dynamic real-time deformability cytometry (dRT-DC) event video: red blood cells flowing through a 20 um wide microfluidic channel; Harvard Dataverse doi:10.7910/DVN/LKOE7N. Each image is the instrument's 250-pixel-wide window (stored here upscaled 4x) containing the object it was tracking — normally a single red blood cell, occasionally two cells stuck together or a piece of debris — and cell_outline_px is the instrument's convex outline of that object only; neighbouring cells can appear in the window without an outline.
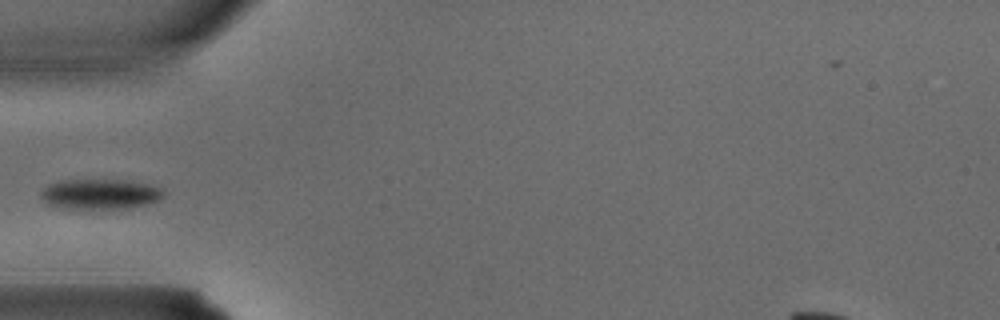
{"species": "common noctule bat (a hibernating species)", "species_latin": "Nyctalus noctula", "temperature_condition": "warm", "stored_images_in_passage": 2, "camera_frame_rate_fps": 3000, "um_per_image_px": 0.085, "animal": {"sex": "male", "body_mass_g": 15.6}, "frame": {"image": 1, "passage_image": 2, "time_ms": 0.333, "image_size_px": [1000, 320], "cell_outline_px": [[164, 196], [160, 200], [148, 204], [128, 208], [100, 212], [96, 212], [60, 208], [48, 204], [40, 196], [40, 192], [48, 184], [60, 180], [128, 180], [152, 184], [160, 188], [164, 192]], "centroid_in_image_um": [8.51, 16.55], "position_along_channel_um": 76.5, "area_um2": 22.77}}